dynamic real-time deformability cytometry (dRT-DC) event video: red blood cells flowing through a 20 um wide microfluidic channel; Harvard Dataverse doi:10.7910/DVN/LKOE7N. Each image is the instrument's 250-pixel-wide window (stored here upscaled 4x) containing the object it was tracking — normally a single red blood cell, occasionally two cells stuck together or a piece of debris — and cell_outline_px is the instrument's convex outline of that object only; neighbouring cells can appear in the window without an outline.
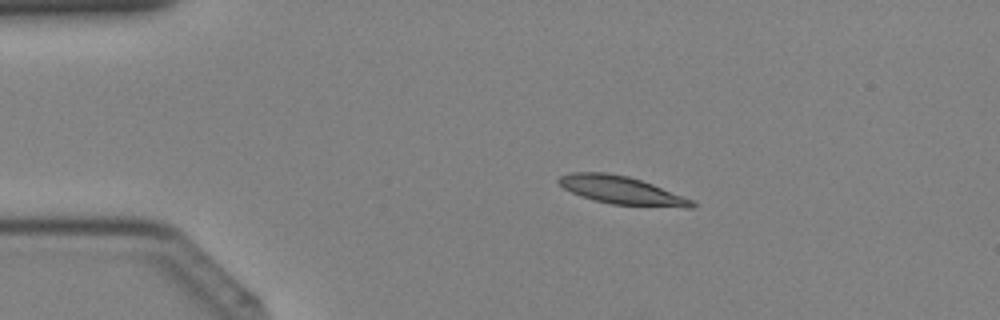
{"species": "Egyptian fruit bat (a non-hibernating species)", "species_latin": "Rousettus aegyptiacus", "temperature_condition": "cold", "stored_images_in_passage": 41, "camera_frame_rate_fps": 3000, "um_per_image_px": 0.085, "animal": {"sex": "female"}, "frame": {"image": 1, "passage_image": 8, "time_ms": 2.333, "image_size_px": [1000, 320], "cell_outline_px": [[696, 204], [692, 208], [684, 208], [612, 204], [592, 200], [580, 196], [564, 188], [556, 180], [560, 176], [572, 172], [604, 172], [628, 176], [652, 184], [696, 200]], "centroid_in_image_um": [52.88, 16.18], "position_along_channel_um": 32.1, "area_um2": 21.91}}
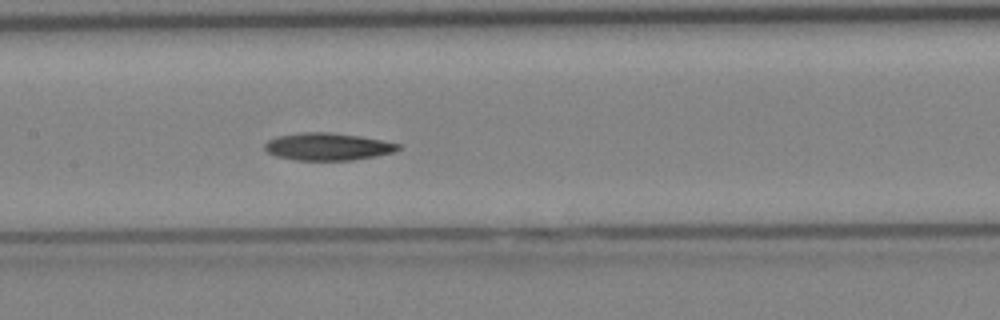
{"frame": {"image": 2, "passage_image": 20, "time_ms": 6.333, "image_size_px": [1000, 320], "cell_outline_px": [[400, 148], [396, 152], [376, 156], [352, 160], [296, 160], [276, 156], [268, 152], [264, 148], [264, 144], [268, 140], [276, 136], [300, 132], [332, 132], [360, 136], [400, 144]], "centroid_in_image_um": [27.84, 12.46], "position_along_channel_um": 179.6, "area_um2": 21.39}}
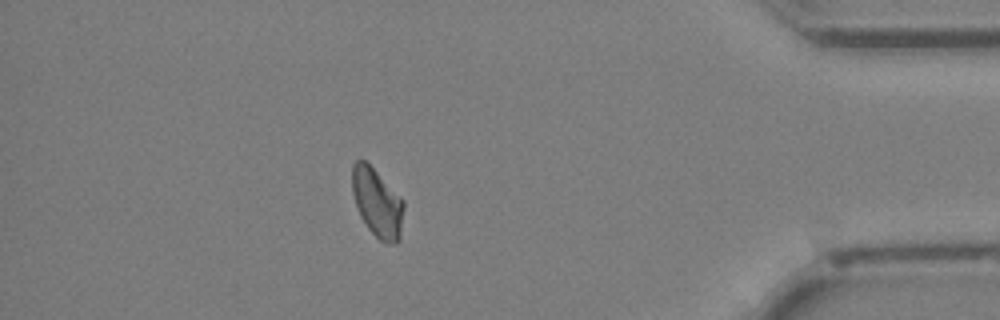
{"frame": {"image": 3, "passage_image": 36, "time_ms": 11.667, "image_size_px": [1000, 320], "cell_outline_px": [[404, 208], [400, 240], [396, 244], [384, 244], [368, 228], [360, 216], [356, 208], [352, 192], [352, 164], [356, 160], [364, 160], [404, 200]], "centroid_in_image_um": [32.07, 17.28], "position_along_channel_um": 403.1, "area_um2": 20.69}}